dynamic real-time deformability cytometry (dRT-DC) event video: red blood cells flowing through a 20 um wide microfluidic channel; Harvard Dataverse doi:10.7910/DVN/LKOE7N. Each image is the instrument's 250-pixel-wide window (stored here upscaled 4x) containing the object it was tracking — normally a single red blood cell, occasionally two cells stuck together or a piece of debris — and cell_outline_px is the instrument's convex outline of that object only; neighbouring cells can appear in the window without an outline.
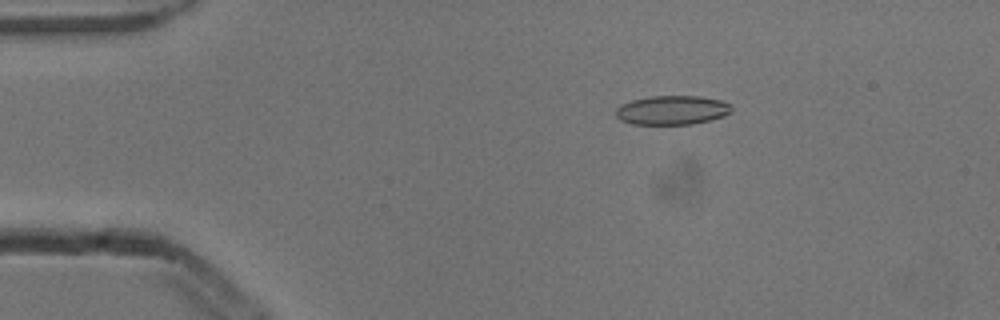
{"species": "common noctule bat (a hibernating species)", "species_latin": "Nyctalus noctula", "temperature_condition": "cold", "stored_images_in_passage": 3, "camera_frame_rate_fps": 3000, "um_per_image_px": 0.085, "animal": {"sex": "male", "body_mass_g": 13.3}, "frame": {"image": 1, "passage_image": 1, "time_ms": 0.0, "image_size_px": [1000, 320], "cell_outline_px": [[732, 112], [724, 116], [692, 124], [632, 124], [620, 120], [616, 116], [616, 108], [620, 104], [632, 100], [648, 96], [700, 96], [720, 100], [732, 104]], "centroid_in_image_um": [57.13, 9.35], "position_along_channel_um": 27.9, "area_um2": 19.77}}
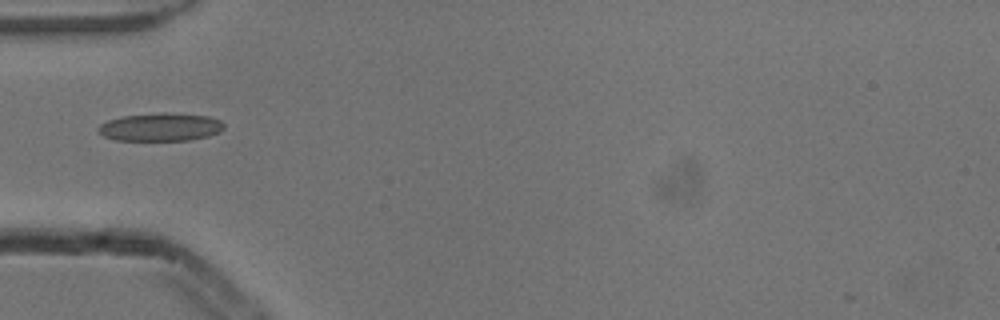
{"frame": {"image": 2, "passage_image": 3, "time_ms": 0.667, "image_size_px": [1000, 320], "cell_outline_px": [[224, 128], [220, 132], [208, 136], [188, 140], [116, 140], [104, 136], [96, 128], [100, 124], [108, 120], [124, 116], [164, 112], [168, 112], [208, 116], [220, 120], [224, 124]], "centroid_in_image_um": [13.66, 10.79], "position_along_channel_um": 71.3, "area_um2": 20.52}}